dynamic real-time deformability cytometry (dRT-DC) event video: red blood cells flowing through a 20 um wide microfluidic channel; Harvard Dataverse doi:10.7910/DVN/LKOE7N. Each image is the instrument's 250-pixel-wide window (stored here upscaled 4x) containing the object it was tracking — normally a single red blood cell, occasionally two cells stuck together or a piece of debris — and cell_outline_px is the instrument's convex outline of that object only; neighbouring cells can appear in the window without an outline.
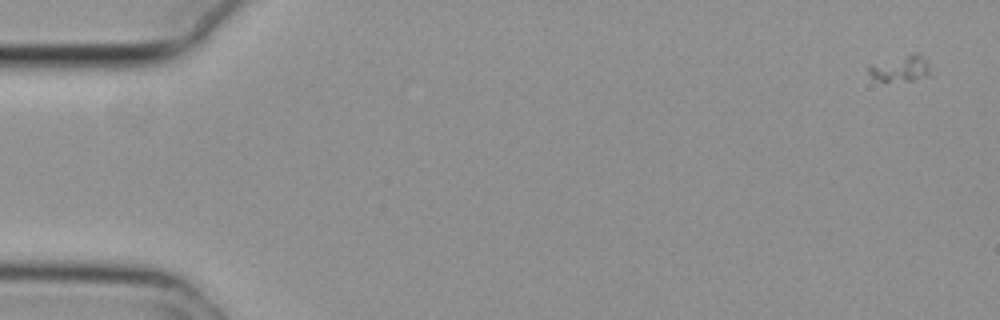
{"species": "common noctule bat (a hibernating species)", "species_latin": "Nyctalus noctula", "temperature_condition": "cold", "stored_images_in_passage": 17, "camera_frame_rate_fps": 3000, "um_per_image_px": 0.085, "animal": {"sex": "female", "body_mass_g": 29.2, "forearm_length_mm": 56.3}, "frame": {"image": 1, "passage_image": 3, "time_ms": 0.667, "image_size_px": [1000, 320], "cell_outline_px": [[932, 76], [912, 80], [884, 84], [876, 80], [868, 72], [868, 64], [912, 52], [920, 52], [928, 60]], "centroid_in_image_um": [76.56, 5.82], "position_along_channel_um": 8.4, "area_um2": 10.35}}
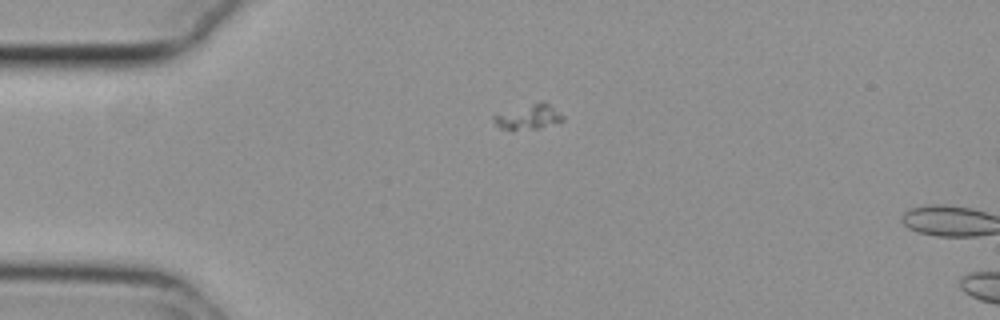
{"frame": {"image": 2, "passage_image": 15, "time_ms": 4.667, "image_size_px": [1000, 320], "cell_outline_px": [[564, 120], [540, 128], [512, 132], [500, 128], [492, 120], [492, 116], [540, 100], [544, 100], [564, 116]], "centroid_in_image_um": [44.91, 9.96], "position_along_channel_um": 40.1, "area_um2": 10.29}}